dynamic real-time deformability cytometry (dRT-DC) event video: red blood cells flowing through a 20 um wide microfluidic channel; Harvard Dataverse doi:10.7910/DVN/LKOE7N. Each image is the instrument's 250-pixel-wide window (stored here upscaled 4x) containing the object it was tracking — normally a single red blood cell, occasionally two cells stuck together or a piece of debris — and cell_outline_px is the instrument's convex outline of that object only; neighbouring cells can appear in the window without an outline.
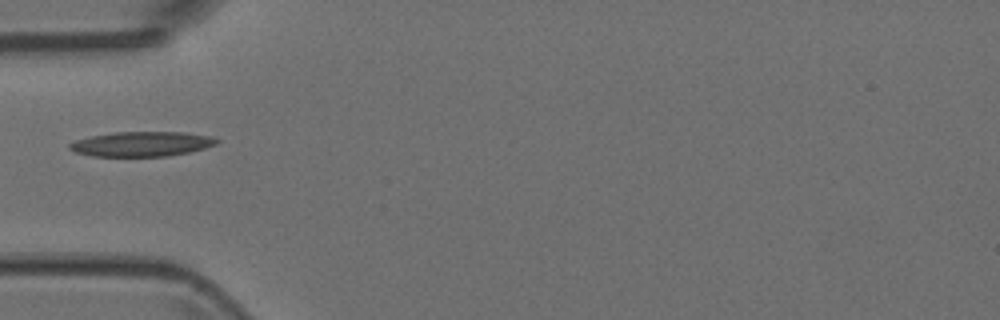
{"species": "Egyptian fruit bat (a non-hibernating species)", "species_latin": "Rousettus aegyptiacus", "temperature_condition": "room temperature", "stored_images_in_passage": 35, "camera_frame_rate_fps": 3000, "um_per_image_px": 0.085, "animal": {"sex": "female"}, "frame": {"image": 1, "passage_image": 1, "time_ms": 0.0, "image_size_px": [1000, 320], "cell_outline_px": [[220, 140], [216, 144], [204, 148], [188, 152], [168, 156], [92, 156], [76, 152], [68, 148], [68, 144], [76, 140], [92, 136], [112, 132], [184, 132], [212, 136]], "centroid_in_image_um": [12.05, 12.23], "position_along_channel_um": 72.9, "area_um2": 21.21}}
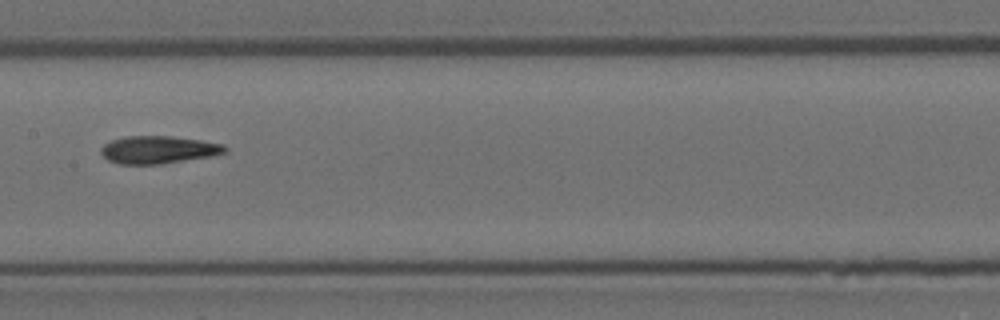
{"frame": {"image": 2, "passage_image": 10, "time_ms": 3.0, "image_size_px": [1000, 320], "cell_outline_px": [[228, 152], [212, 156], [160, 164], [120, 164], [108, 160], [100, 152], [100, 148], [104, 144], [112, 140], [128, 136], [172, 136], [200, 140], [224, 144], [228, 148]], "centroid_in_image_um": [13.49, 12.73], "position_along_channel_um": 193.9, "area_um2": 20.0}}
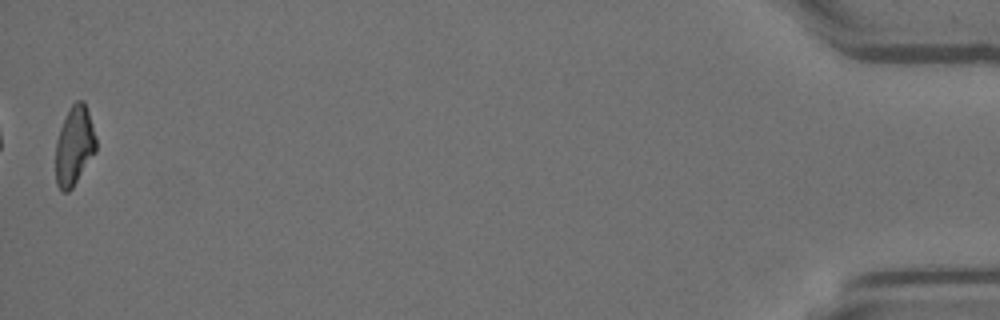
{"frame": {"image": 3, "passage_image": 35, "time_ms": 11.333, "image_size_px": [1000, 320], "cell_outline_px": [[96, 152], [72, 188], [68, 192], [60, 192], [56, 184], [56, 140], [60, 128], [72, 104], [76, 100], [84, 100], [96, 136]], "centroid_in_image_um": [6.32, 12.42], "position_along_channel_um": 428.9, "area_um2": 18.61}}